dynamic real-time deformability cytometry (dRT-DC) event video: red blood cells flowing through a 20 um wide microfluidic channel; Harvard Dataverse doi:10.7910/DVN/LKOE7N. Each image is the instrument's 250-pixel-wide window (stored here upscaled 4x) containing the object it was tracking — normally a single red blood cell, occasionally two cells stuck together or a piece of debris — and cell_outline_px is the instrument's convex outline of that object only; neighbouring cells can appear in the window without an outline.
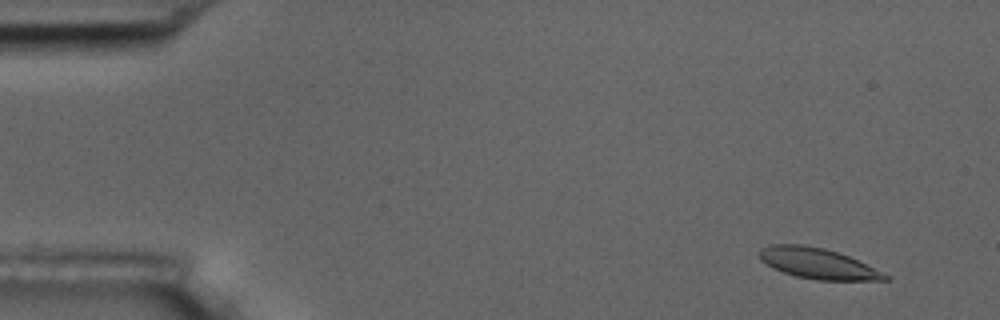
{"species": "common noctule bat (a hibernating species)", "species_latin": "Nyctalus noctula", "temperature_condition": "room temperature", "stored_images_in_passage": 57, "camera_frame_rate_fps": 3000, "um_per_image_px": 0.085, "animal": {"sex": "male", "body_mass_g": 17.5, "forearm_length_mm": 52.3}, "frame": {"image": 1, "passage_image": 5, "time_ms": 1.333, "image_size_px": [1000, 320], "cell_outline_px": [[892, 276], [888, 280], [816, 280], [796, 276], [772, 268], [760, 260], [760, 248], [772, 244], [800, 244], [824, 248], [848, 256]], "centroid_in_image_um": [69.5, 22.4], "position_along_channel_um": 15.5, "area_um2": 22.31}}
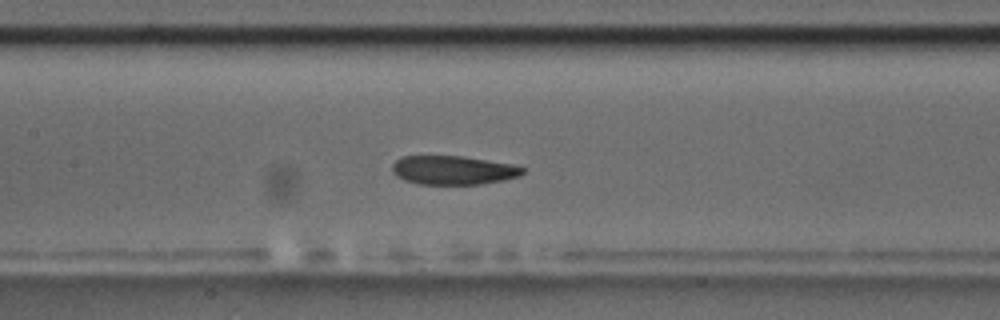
{"frame": {"image": 2, "passage_image": 27, "time_ms": 8.667, "image_size_px": [1000, 320], "cell_outline_px": [[524, 172], [520, 176], [504, 180], [480, 184], [420, 184], [404, 180], [396, 176], [392, 172], [392, 164], [400, 156], [460, 156], [512, 164], [524, 168]], "centroid_in_image_um": [38.49, 14.46], "position_along_channel_um": 168.9, "area_um2": 21.91}}
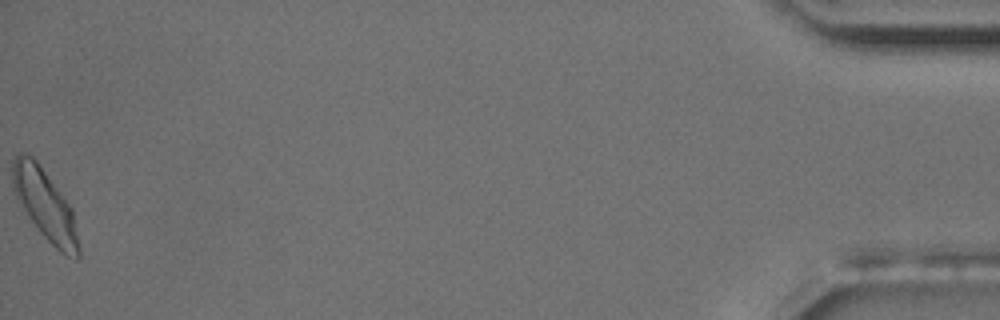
{"frame": {"image": 3, "passage_image": 57, "time_ms": 18.667, "image_size_px": [1000, 320], "cell_outline_px": [[80, 256], [76, 260], [64, 256], [40, 232], [28, 216], [16, 196], [12, 184], [12, 156], [20, 152], [24, 152], [32, 156], [36, 160], [72, 208], [80, 248]], "centroid_in_image_um": [3.83, 17.41], "position_along_channel_um": 431.4, "area_um2": 27.11}, "authors_computed_cell_mechanics": {"area_um2": 22.9466, "velocity_mm_per_s": 3.6, "shape_relaxation_time_tau1_ms": 5.4677, "shape_relaxation_time_tau2_ms": 2.3147, "deformation_change_tau1": 0.1229, "deformation_change_tau2": 0.0814}}